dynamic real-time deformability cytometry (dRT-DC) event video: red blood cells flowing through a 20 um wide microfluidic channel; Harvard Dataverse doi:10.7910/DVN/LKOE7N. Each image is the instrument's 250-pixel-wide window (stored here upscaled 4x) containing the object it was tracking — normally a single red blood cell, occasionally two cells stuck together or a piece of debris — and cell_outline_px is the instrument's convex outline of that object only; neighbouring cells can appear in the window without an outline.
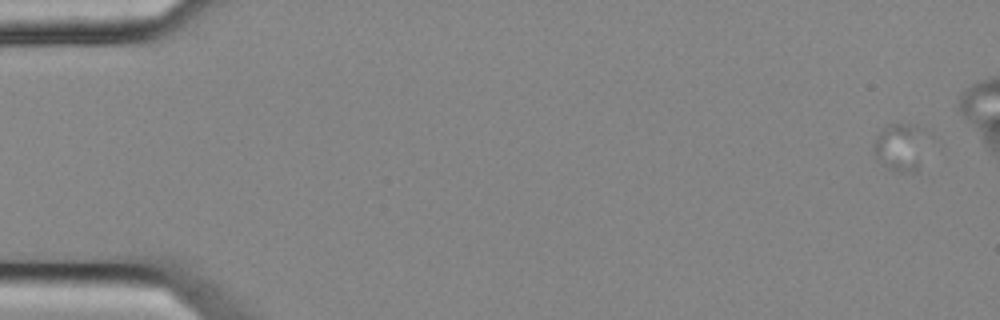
{"species": "common noctule bat (a hibernating species)", "species_latin": "Nyctalus noctula", "temperature_condition": "cold", "stored_images_in_passage": 31, "camera_frame_rate_fps": 3000, "um_per_image_px": 0.085, "animal": {"sex": "female", "body_mass_g": 25.1}, "frame": {"image": 1, "passage_image": 4, "time_ms": 1.0, "image_size_px": [1000, 320], "cell_outline_px": [[932, 136], [916, 172], [908, 172], [888, 168], [876, 160], [872, 152], [872, 140], [888, 124], [916, 124], [928, 128]], "centroid_in_image_um": [76.62, 12.44], "position_along_channel_um": 8.4, "area_um2": 15.95}}